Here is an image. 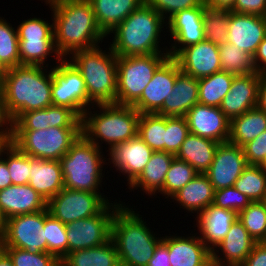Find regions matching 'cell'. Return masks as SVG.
<instances>
[{"mask_svg": "<svg viewBox=\"0 0 266 266\" xmlns=\"http://www.w3.org/2000/svg\"><path fill=\"white\" fill-rule=\"evenodd\" d=\"M49 5L54 43L62 59L79 50L102 45L107 37L98 27L88 0H42Z\"/></svg>", "mask_w": 266, "mask_h": 266, "instance_id": "cell-1", "label": "cell"}, {"mask_svg": "<svg viewBox=\"0 0 266 266\" xmlns=\"http://www.w3.org/2000/svg\"><path fill=\"white\" fill-rule=\"evenodd\" d=\"M164 27H167L166 20L144 2L106 37L107 40L112 37L109 46L117 57L168 54Z\"/></svg>", "mask_w": 266, "mask_h": 266, "instance_id": "cell-2", "label": "cell"}, {"mask_svg": "<svg viewBox=\"0 0 266 266\" xmlns=\"http://www.w3.org/2000/svg\"><path fill=\"white\" fill-rule=\"evenodd\" d=\"M1 89L6 113L13 124L27 111L52 105L51 67L19 65L9 68Z\"/></svg>", "mask_w": 266, "mask_h": 266, "instance_id": "cell-3", "label": "cell"}, {"mask_svg": "<svg viewBox=\"0 0 266 266\" xmlns=\"http://www.w3.org/2000/svg\"><path fill=\"white\" fill-rule=\"evenodd\" d=\"M133 207L124 202L117 208L112 220L111 239L121 266H147L163 236L154 233L138 208Z\"/></svg>", "mask_w": 266, "mask_h": 266, "instance_id": "cell-4", "label": "cell"}, {"mask_svg": "<svg viewBox=\"0 0 266 266\" xmlns=\"http://www.w3.org/2000/svg\"><path fill=\"white\" fill-rule=\"evenodd\" d=\"M139 117L140 113L131 105L95 104L81 118V133L88 141L109 152L117 144L137 135Z\"/></svg>", "mask_w": 266, "mask_h": 266, "instance_id": "cell-5", "label": "cell"}, {"mask_svg": "<svg viewBox=\"0 0 266 266\" xmlns=\"http://www.w3.org/2000/svg\"><path fill=\"white\" fill-rule=\"evenodd\" d=\"M100 46L76 51L68 59L80 71L94 104L116 103L117 56L109 44L107 51Z\"/></svg>", "mask_w": 266, "mask_h": 266, "instance_id": "cell-6", "label": "cell"}, {"mask_svg": "<svg viewBox=\"0 0 266 266\" xmlns=\"http://www.w3.org/2000/svg\"><path fill=\"white\" fill-rule=\"evenodd\" d=\"M105 154L102 149L81 134L71 145L70 150L59 160L64 188L101 193L103 178L106 176L104 166L108 165Z\"/></svg>", "mask_w": 266, "mask_h": 266, "instance_id": "cell-7", "label": "cell"}, {"mask_svg": "<svg viewBox=\"0 0 266 266\" xmlns=\"http://www.w3.org/2000/svg\"><path fill=\"white\" fill-rule=\"evenodd\" d=\"M46 19L36 16L29 19L27 17L17 25L20 65H39L53 68L55 64L62 60L54 43L52 16L50 18L52 23ZM48 57H51L52 61L55 60V63L52 62L53 66L50 63L51 59H48ZM47 60H50L49 64Z\"/></svg>", "mask_w": 266, "mask_h": 266, "instance_id": "cell-8", "label": "cell"}, {"mask_svg": "<svg viewBox=\"0 0 266 266\" xmlns=\"http://www.w3.org/2000/svg\"><path fill=\"white\" fill-rule=\"evenodd\" d=\"M81 134V127L12 130L10 141L33 158L59 161Z\"/></svg>", "mask_w": 266, "mask_h": 266, "instance_id": "cell-9", "label": "cell"}, {"mask_svg": "<svg viewBox=\"0 0 266 266\" xmlns=\"http://www.w3.org/2000/svg\"><path fill=\"white\" fill-rule=\"evenodd\" d=\"M168 54L117 57L116 104L133 105Z\"/></svg>", "mask_w": 266, "mask_h": 266, "instance_id": "cell-10", "label": "cell"}, {"mask_svg": "<svg viewBox=\"0 0 266 266\" xmlns=\"http://www.w3.org/2000/svg\"><path fill=\"white\" fill-rule=\"evenodd\" d=\"M51 74L52 105L68 107L82 118L95 104L88 98L80 71L69 59H62L51 68Z\"/></svg>", "mask_w": 266, "mask_h": 266, "instance_id": "cell-11", "label": "cell"}, {"mask_svg": "<svg viewBox=\"0 0 266 266\" xmlns=\"http://www.w3.org/2000/svg\"><path fill=\"white\" fill-rule=\"evenodd\" d=\"M104 193L63 188L47 202L49 213L63 224L99 214L109 203Z\"/></svg>", "mask_w": 266, "mask_h": 266, "instance_id": "cell-12", "label": "cell"}, {"mask_svg": "<svg viewBox=\"0 0 266 266\" xmlns=\"http://www.w3.org/2000/svg\"><path fill=\"white\" fill-rule=\"evenodd\" d=\"M118 201V202H117ZM123 201L115 198L99 214L66 225L68 253L100 246L111 239L114 214Z\"/></svg>", "mask_w": 266, "mask_h": 266, "instance_id": "cell-13", "label": "cell"}, {"mask_svg": "<svg viewBox=\"0 0 266 266\" xmlns=\"http://www.w3.org/2000/svg\"><path fill=\"white\" fill-rule=\"evenodd\" d=\"M45 210L13 216L6 221L0 235V247L25 249L30 253H47L45 231Z\"/></svg>", "mask_w": 266, "mask_h": 266, "instance_id": "cell-14", "label": "cell"}, {"mask_svg": "<svg viewBox=\"0 0 266 266\" xmlns=\"http://www.w3.org/2000/svg\"><path fill=\"white\" fill-rule=\"evenodd\" d=\"M206 7L204 2L201 6L178 11L166 21L169 57L174 58L183 48L205 40L202 17Z\"/></svg>", "mask_w": 266, "mask_h": 266, "instance_id": "cell-15", "label": "cell"}, {"mask_svg": "<svg viewBox=\"0 0 266 266\" xmlns=\"http://www.w3.org/2000/svg\"><path fill=\"white\" fill-rule=\"evenodd\" d=\"M154 151L138 136L117 144L107 153L108 166H112L126 179L129 186L143 171ZM110 163V164H109ZM121 173V174H120Z\"/></svg>", "mask_w": 266, "mask_h": 266, "instance_id": "cell-16", "label": "cell"}, {"mask_svg": "<svg viewBox=\"0 0 266 266\" xmlns=\"http://www.w3.org/2000/svg\"><path fill=\"white\" fill-rule=\"evenodd\" d=\"M181 72L177 61L169 57L154 73L141 97L132 105L140 114H156L166 97L171 96L177 75Z\"/></svg>", "mask_w": 266, "mask_h": 266, "instance_id": "cell-17", "label": "cell"}, {"mask_svg": "<svg viewBox=\"0 0 266 266\" xmlns=\"http://www.w3.org/2000/svg\"><path fill=\"white\" fill-rule=\"evenodd\" d=\"M247 162L242 147L230 143H219L213 162L204 173L214 190L234 186Z\"/></svg>", "mask_w": 266, "mask_h": 266, "instance_id": "cell-18", "label": "cell"}, {"mask_svg": "<svg viewBox=\"0 0 266 266\" xmlns=\"http://www.w3.org/2000/svg\"><path fill=\"white\" fill-rule=\"evenodd\" d=\"M194 232L163 236L162 242L168 247L171 266H212L211 250Z\"/></svg>", "mask_w": 266, "mask_h": 266, "instance_id": "cell-19", "label": "cell"}, {"mask_svg": "<svg viewBox=\"0 0 266 266\" xmlns=\"http://www.w3.org/2000/svg\"><path fill=\"white\" fill-rule=\"evenodd\" d=\"M174 59L181 72L201 79L221 71L219 46L210 41H202L183 48Z\"/></svg>", "mask_w": 266, "mask_h": 266, "instance_id": "cell-20", "label": "cell"}, {"mask_svg": "<svg viewBox=\"0 0 266 266\" xmlns=\"http://www.w3.org/2000/svg\"><path fill=\"white\" fill-rule=\"evenodd\" d=\"M191 134L214 140L228 142L230 120L220 107L195 104L185 115Z\"/></svg>", "mask_w": 266, "mask_h": 266, "instance_id": "cell-21", "label": "cell"}, {"mask_svg": "<svg viewBox=\"0 0 266 266\" xmlns=\"http://www.w3.org/2000/svg\"><path fill=\"white\" fill-rule=\"evenodd\" d=\"M256 242L237 219L212 252V266H241Z\"/></svg>", "mask_w": 266, "mask_h": 266, "instance_id": "cell-22", "label": "cell"}, {"mask_svg": "<svg viewBox=\"0 0 266 266\" xmlns=\"http://www.w3.org/2000/svg\"><path fill=\"white\" fill-rule=\"evenodd\" d=\"M266 36V17L230 11L226 42L253 56Z\"/></svg>", "mask_w": 266, "mask_h": 266, "instance_id": "cell-23", "label": "cell"}, {"mask_svg": "<svg viewBox=\"0 0 266 266\" xmlns=\"http://www.w3.org/2000/svg\"><path fill=\"white\" fill-rule=\"evenodd\" d=\"M259 81V72L234 76L230 91L220 106V110L229 120L257 106Z\"/></svg>", "mask_w": 266, "mask_h": 266, "instance_id": "cell-24", "label": "cell"}, {"mask_svg": "<svg viewBox=\"0 0 266 266\" xmlns=\"http://www.w3.org/2000/svg\"><path fill=\"white\" fill-rule=\"evenodd\" d=\"M49 127H81V118L68 107L51 105L27 111L12 124V130H43Z\"/></svg>", "mask_w": 266, "mask_h": 266, "instance_id": "cell-25", "label": "cell"}, {"mask_svg": "<svg viewBox=\"0 0 266 266\" xmlns=\"http://www.w3.org/2000/svg\"><path fill=\"white\" fill-rule=\"evenodd\" d=\"M195 218L193 225L198 227L202 242L212 251L225 238L231 225L238 219L235 211L223 209L211 204Z\"/></svg>", "mask_w": 266, "mask_h": 266, "instance_id": "cell-26", "label": "cell"}, {"mask_svg": "<svg viewBox=\"0 0 266 266\" xmlns=\"http://www.w3.org/2000/svg\"><path fill=\"white\" fill-rule=\"evenodd\" d=\"M0 208L6 219H9L13 216L45 210L47 201L29 184H12L0 190Z\"/></svg>", "mask_w": 266, "mask_h": 266, "instance_id": "cell-27", "label": "cell"}, {"mask_svg": "<svg viewBox=\"0 0 266 266\" xmlns=\"http://www.w3.org/2000/svg\"><path fill=\"white\" fill-rule=\"evenodd\" d=\"M174 158L172 153L154 151L142 173L128 186L130 192L140 189L149 198H154V195L157 198V193L163 196L165 176Z\"/></svg>", "mask_w": 266, "mask_h": 266, "instance_id": "cell-28", "label": "cell"}, {"mask_svg": "<svg viewBox=\"0 0 266 266\" xmlns=\"http://www.w3.org/2000/svg\"><path fill=\"white\" fill-rule=\"evenodd\" d=\"M28 184L47 202L64 188L60 161L31 157Z\"/></svg>", "mask_w": 266, "mask_h": 266, "instance_id": "cell-29", "label": "cell"}, {"mask_svg": "<svg viewBox=\"0 0 266 266\" xmlns=\"http://www.w3.org/2000/svg\"><path fill=\"white\" fill-rule=\"evenodd\" d=\"M198 103V79L180 72L176 77L171 96L166 97L162 108L156 114L166 117L185 116Z\"/></svg>", "mask_w": 266, "mask_h": 266, "instance_id": "cell-30", "label": "cell"}, {"mask_svg": "<svg viewBox=\"0 0 266 266\" xmlns=\"http://www.w3.org/2000/svg\"><path fill=\"white\" fill-rule=\"evenodd\" d=\"M214 188L205 174L199 173L182 189L174 194L170 199L179 208L184 209L190 215L193 213L196 217L207 207L213 204Z\"/></svg>", "mask_w": 266, "mask_h": 266, "instance_id": "cell-31", "label": "cell"}, {"mask_svg": "<svg viewBox=\"0 0 266 266\" xmlns=\"http://www.w3.org/2000/svg\"><path fill=\"white\" fill-rule=\"evenodd\" d=\"M98 27L107 36L145 0H88Z\"/></svg>", "mask_w": 266, "mask_h": 266, "instance_id": "cell-32", "label": "cell"}, {"mask_svg": "<svg viewBox=\"0 0 266 266\" xmlns=\"http://www.w3.org/2000/svg\"><path fill=\"white\" fill-rule=\"evenodd\" d=\"M219 143L194 134H189L181 144L176 158L186 161L198 173L204 174L211 166Z\"/></svg>", "mask_w": 266, "mask_h": 266, "instance_id": "cell-33", "label": "cell"}, {"mask_svg": "<svg viewBox=\"0 0 266 266\" xmlns=\"http://www.w3.org/2000/svg\"><path fill=\"white\" fill-rule=\"evenodd\" d=\"M266 130V113L257 106L230 120L228 142L242 147Z\"/></svg>", "mask_w": 266, "mask_h": 266, "instance_id": "cell-34", "label": "cell"}, {"mask_svg": "<svg viewBox=\"0 0 266 266\" xmlns=\"http://www.w3.org/2000/svg\"><path fill=\"white\" fill-rule=\"evenodd\" d=\"M60 266H121L114 242L67 253Z\"/></svg>", "mask_w": 266, "mask_h": 266, "instance_id": "cell-35", "label": "cell"}, {"mask_svg": "<svg viewBox=\"0 0 266 266\" xmlns=\"http://www.w3.org/2000/svg\"><path fill=\"white\" fill-rule=\"evenodd\" d=\"M234 74L219 71L198 79L199 104L220 107L223 98L230 91Z\"/></svg>", "mask_w": 266, "mask_h": 266, "instance_id": "cell-36", "label": "cell"}, {"mask_svg": "<svg viewBox=\"0 0 266 266\" xmlns=\"http://www.w3.org/2000/svg\"><path fill=\"white\" fill-rule=\"evenodd\" d=\"M166 116L141 113L137 135L153 150L165 151Z\"/></svg>", "mask_w": 266, "mask_h": 266, "instance_id": "cell-37", "label": "cell"}, {"mask_svg": "<svg viewBox=\"0 0 266 266\" xmlns=\"http://www.w3.org/2000/svg\"><path fill=\"white\" fill-rule=\"evenodd\" d=\"M234 187L251 202H261L266 194V172L260 165H247Z\"/></svg>", "mask_w": 266, "mask_h": 266, "instance_id": "cell-38", "label": "cell"}, {"mask_svg": "<svg viewBox=\"0 0 266 266\" xmlns=\"http://www.w3.org/2000/svg\"><path fill=\"white\" fill-rule=\"evenodd\" d=\"M221 71L234 75H245L256 72L253 56L240 50L232 43L219 44Z\"/></svg>", "mask_w": 266, "mask_h": 266, "instance_id": "cell-39", "label": "cell"}, {"mask_svg": "<svg viewBox=\"0 0 266 266\" xmlns=\"http://www.w3.org/2000/svg\"><path fill=\"white\" fill-rule=\"evenodd\" d=\"M0 156L6 161L12 184H28L32 170L31 156L22 152L11 141L1 151Z\"/></svg>", "mask_w": 266, "mask_h": 266, "instance_id": "cell-40", "label": "cell"}, {"mask_svg": "<svg viewBox=\"0 0 266 266\" xmlns=\"http://www.w3.org/2000/svg\"><path fill=\"white\" fill-rule=\"evenodd\" d=\"M204 38L214 44H223L227 40L230 10L206 7L202 17Z\"/></svg>", "mask_w": 266, "mask_h": 266, "instance_id": "cell-41", "label": "cell"}, {"mask_svg": "<svg viewBox=\"0 0 266 266\" xmlns=\"http://www.w3.org/2000/svg\"><path fill=\"white\" fill-rule=\"evenodd\" d=\"M43 230L47 242V253L53 254L60 261L68 253L66 224L54 218L46 208Z\"/></svg>", "mask_w": 266, "mask_h": 266, "instance_id": "cell-42", "label": "cell"}, {"mask_svg": "<svg viewBox=\"0 0 266 266\" xmlns=\"http://www.w3.org/2000/svg\"><path fill=\"white\" fill-rule=\"evenodd\" d=\"M0 16V61L9 69L20 65L16 26Z\"/></svg>", "mask_w": 266, "mask_h": 266, "instance_id": "cell-43", "label": "cell"}, {"mask_svg": "<svg viewBox=\"0 0 266 266\" xmlns=\"http://www.w3.org/2000/svg\"><path fill=\"white\" fill-rule=\"evenodd\" d=\"M199 173L186 161L174 158L168 172L166 173L163 196L169 199L182 189L187 183H189Z\"/></svg>", "mask_w": 266, "mask_h": 266, "instance_id": "cell-44", "label": "cell"}, {"mask_svg": "<svg viewBox=\"0 0 266 266\" xmlns=\"http://www.w3.org/2000/svg\"><path fill=\"white\" fill-rule=\"evenodd\" d=\"M243 224L256 243L263 242L266 236V206L261 202H251L238 213Z\"/></svg>", "mask_w": 266, "mask_h": 266, "instance_id": "cell-45", "label": "cell"}, {"mask_svg": "<svg viewBox=\"0 0 266 266\" xmlns=\"http://www.w3.org/2000/svg\"><path fill=\"white\" fill-rule=\"evenodd\" d=\"M10 257L14 266H60V261L50 253H30L25 249L1 247Z\"/></svg>", "mask_w": 266, "mask_h": 266, "instance_id": "cell-46", "label": "cell"}, {"mask_svg": "<svg viewBox=\"0 0 266 266\" xmlns=\"http://www.w3.org/2000/svg\"><path fill=\"white\" fill-rule=\"evenodd\" d=\"M189 134L185 116L166 117L165 152L176 155Z\"/></svg>", "mask_w": 266, "mask_h": 266, "instance_id": "cell-47", "label": "cell"}, {"mask_svg": "<svg viewBox=\"0 0 266 266\" xmlns=\"http://www.w3.org/2000/svg\"><path fill=\"white\" fill-rule=\"evenodd\" d=\"M251 203V200L240 193L234 186L214 191L213 205L235 211L237 214L241 212Z\"/></svg>", "mask_w": 266, "mask_h": 266, "instance_id": "cell-48", "label": "cell"}, {"mask_svg": "<svg viewBox=\"0 0 266 266\" xmlns=\"http://www.w3.org/2000/svg\"><path fill=\"white\" fill-rule=\"evenodd\" d=\"M166 21L178 11L201 6L205 0H145Z\"/></svg>", "mask_w": 266, "mask_h": 266, "instance_id": "cell-49", "label": "cell"}, {"mask_svg": "<svg viewBox=\"0 0 266 266\" xmlns=\"http://www.w3.org/2000/svg\"><path fill=\"white\" fill-rule=\"evenodd\" d=\"M247 165H262L266 160V130L242 146Z\"/></svg>", "mask_w": 266, "mask_h": 266, "instance_id": "cell-50", "label": "cell"}, {"mask_svg": "<svg viewBox=\"0 0 266 266\" xmlns=\"http://www.w3.org/2000/svg\"><path fill=\"white\" fill-rule=\"evenodd\" d=\"M230 11L266 17V0H236Z\"/></svg>", "mask_w": 266, "mask_h": 266, "instance_id": "cell-51", "label": "cell"}, {"mask_svg": "<svg viewBox=\"0 0 266 266\" xmlns=\"http://www.w3.org/2000/svg\"><path fill=\"white\" fill-rule=\"evenodd\" d=\"M241 266H266V244L256 243Z\"/></svg>", "mask_w": 266, "mask_h": 266, "instance_id": "cell-52", "label": "cell"}, {"mask_svg": "<svg viewBox=\"0 0 266 266\" xmlns=\"http://www.w3.org/2000/svg\"><path fill=\"white\" fill-rule=\"evenodd\" d=\"M147 266H171L168 247L162 241L155 248L154 255Z\"/></svg>", "mask_w": 266, "mask_h": 266, "instance_id": "cell-53", "label": "cell"}, {"mask_svg": "<svg viewBox=\"0 0 266 266\" xmlns=\"http://www.w3.org/2000/svg\"><path fill=\"white\" fill-rule=\"evenodd\" d=\"M253 64L256 72L266 73V36L253 55Z\"/></svg>", "mask_w": 266, "mask_h": 266, "instance_id": "cell-54", "label": "cell"}, {"mask_svg": "<svg viewBox=\"0 0 266 266\" xmlns=\"http://www.w3.org/2000/svg\"><path fill=\"white\" fill-rule=\"evenodd\" d=\"M0 133H12V122L5 110L1 88H0Z\"/></svg>", "mask_w": 266, "mask_h": 266, "instance_id": "cell-55", "label": "cell"}, {"mask_svg": "<svg viewBox=\"0 0 266 266\" xmlns=\"http://www.w3.org/2000/svg\"><path fill=\"white\" fill-rule=\"evenodd\" d=\"M257 107L266 113V73H260Z\"/></svg>", "mask_w": 266, "mask_h": 266, "instance_id": "cell-56", "label": "cell"}, {"mask_svg": "<svg viewBox=\"0 0 266 266\" xmlns=\"http://www.w3.org/2000/svg\"><path fill=\"white\" fill-rule=\"evenodd\" d=\"M12 185L6 161L0 156V190Z\"/></svg>", "mask_w": 266, "mask_h": 266, "instance_id": "cell-57", "label": "cell"}, {"mask_svg": "<svg viewBox=\"0 0 266 266\" xmlns=\"http://www.w3.org/2000/svg\"><path fill=\"white\" fill-rule=\"evenodd\" d=\"M207 7L219 10H231L236 0H205Z\"/></svg>", "mask_w": 266, "mask_h": 266, "instance_id": "cell-58", "label": "cell"}, {"mask_svg": "<svg viewBox=\"0 0 266 266\" xmlns=\"http://www.w3.org/2000/svg\"><path fill=\"white\" fill-rule=\"evenodd\" d=\"M0 266H14L8 254L0 247Z\"/></svg>", "mask_w": 266, "mask_h": 266, "instance_id": "cell-59", "label": "cell"}, {"mask_svg": "<svg viewBox=\"0 0 266 266\" xmlns=\"http://www.w3.org/2000/svg\"><path fill=\"white\" fill-rule=\"evenodd\" d=\"M12 133H0V154L4 147L10 142Z\"/></svg>", "mask_w": 266, "mask_h": 266, "instance_id": "cell-60", "label": "cell"}, {"mask_svg": "<svg viewBox=\"0 0 266 266\" xmlns=\"http://www.w3.org/2000/svg\"><path fill=\"white\" fill-rule=\"evenodd\" d=\"M7 72L8 68L0 61V88H2L3 86V82Z\"/></svg>", "mask_w": 266, "mask_h": 266, "instance_id": "cell-61", "label": "cell"}, {"mask_svg": "<svg viewBox=\"0 0 266 266\" xmlns=\"http://www.w3.org/2000/svg\"><path fill=\"white\" fill-rule=\"evenodd\" d=\"M6 217L4 216L1 208H0V235L4 232L5 227H6Z\"/></svg>", "mask_w": 266, "mask_h": 266, "instance_id": "cell-62", "label": "cell"}, {"mask_svg": "<svg viewBox=\"0 0 266 266\" xmlns=\"http://www.w3.org/2000/svg\"><path fill=\"white\" fill-rule=\"evenodd\" d=\"M261 167L266 172V160L263 162V164L261 165Z\"/></svg>", "mask_w": 266, "mask_h": 266, "instance_id": "cell-63", "label": "cell"}, {"mask_svg": "<svg viewBox=\"0 0 266 266\" xmlns=\"http://www.w3.org/2000/svg\"><path fill=\"white\" fill-rule=\"evenodd\" d=\"M264 204H265V206H266V194H265V197H264V200L262 201Z\"/></svg>", "mask_w": 266, "mask_h": 266, "instance_id": "cell-64", "label": "cell"}, {"mask_svg": "<svg viewBox=\"0 0 266 266\" xmlns=\"http://www.w3.org/2000/svg\"><path fill=\"white\" fill-rule=\"evenodd\" d=\"M262 243L266 244V236H265V239H264V241Z\"/></svg>", "mask_w": 266, "mask_h": 266, "instance_id": "cell-65", "label": "cell"}]
</instances>
